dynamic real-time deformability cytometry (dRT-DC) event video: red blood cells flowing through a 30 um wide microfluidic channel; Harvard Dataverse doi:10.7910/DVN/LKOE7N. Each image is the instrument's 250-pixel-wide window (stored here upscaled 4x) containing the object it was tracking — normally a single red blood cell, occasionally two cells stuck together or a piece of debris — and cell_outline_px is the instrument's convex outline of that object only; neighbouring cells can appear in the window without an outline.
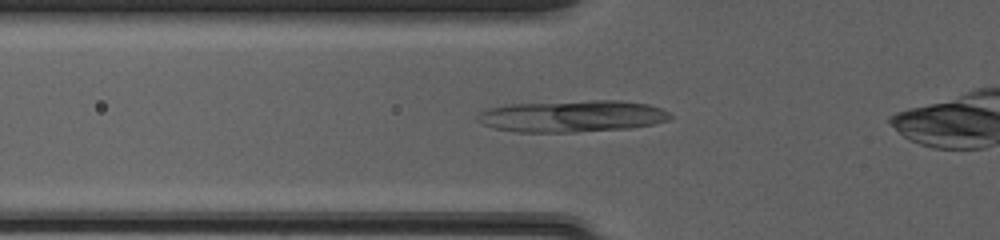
{"species": "common noctule bat (a hibernating species)", "species_latin": "Nyctalus noctula", "temperature_condition": "cold", "stored_images_in_passage": 33, "camera_frame_rate_fps": 3000, "um_per_image_px": 0.085, "animal": {"sex": "female", "body_mass_g": 20.0, "forearm_length_mm": 54.0}, "frame": {"image": 1, "passage_image": 6, "time_ms": 1.667, "image_size_px": [1000, 240], "cell_outline_px": [[672, 116], [668, 120], [652, 124], [632, 128], [576, 132], [516, 132], [496, 128], [484, 124], [476, 120], [476, 116], [480, 112], [488, 108], [512, 104], [592, 100], [620, 100], [648, 104], [660, 108], [668, 112]], "centroid_in_image_um": [48.65, 9.88], "position_along_channel_um": 77.2, "area_um2": 35.6}}
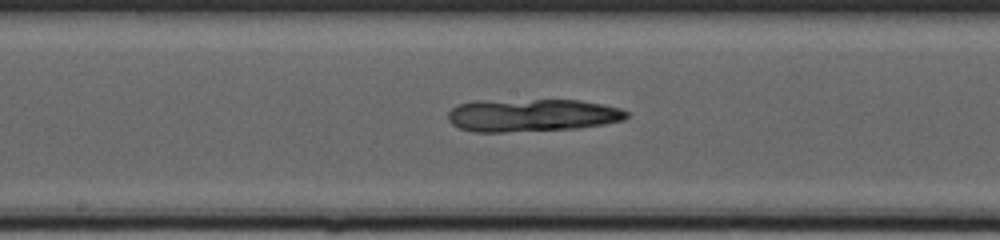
{"frame": {"image": 2, "passage_image": 15, "time_ms": 4.667, "image_size_px": [1000, 240], "cell_outline_px": [[628, 116], [624, 120], [604, 124], [576, 128], [504, 132], [476, 132], [460, 128], [452, 124], [448, 120], [448, 112], [456, 104], [472, 100], [580, 100], [620, 108], [628, 112]], "centroid_in_image_um": [45.17, 9.78], "position_along_channel_um": 203.0, "area_um2": 34.22}}
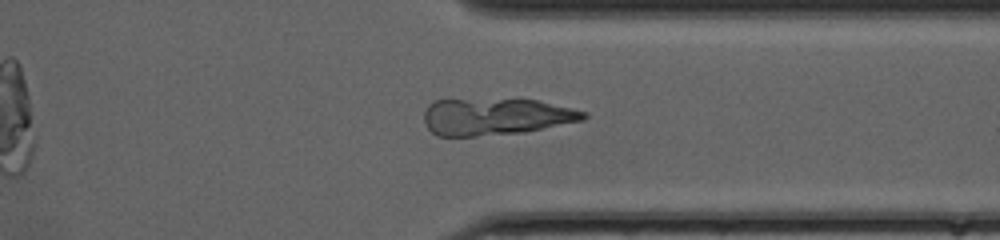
{"frame": {"image": 3, "passage_image": 27, "time_ms": 8.667, "image_size_px": [1000, 240], "cell_outline_px": [[588, 116], [584, 120], [520, 132], [472, 136], [440, 136], [432, 132], [428, 128], [424, 120], [424, 112], [428, 104], [436, 100], [516, 96], [520, 96], [588, 112]], "centroid_in_image_um": [42.13, 9.85], "position_along_channel_um": 369.3, "area_um2": 35.14}}